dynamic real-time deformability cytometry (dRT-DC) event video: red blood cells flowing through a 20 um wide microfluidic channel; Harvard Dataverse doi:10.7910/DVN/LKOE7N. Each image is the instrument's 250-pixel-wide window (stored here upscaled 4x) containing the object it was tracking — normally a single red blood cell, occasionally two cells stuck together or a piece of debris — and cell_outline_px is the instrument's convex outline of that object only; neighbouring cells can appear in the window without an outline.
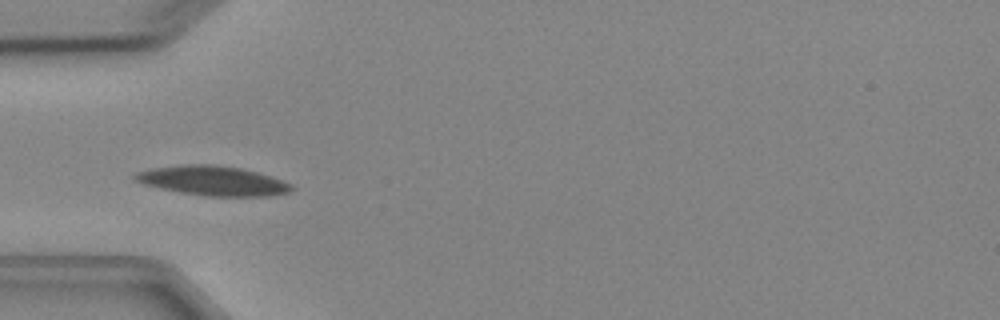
{"species": "Egyptian fruit bat (a non-hibernating species)", "species_latin": "Rousettus aegyptiacus", "temperature_condition": "cold", "stored_images_in_passage": 6, "camera_frame_rate_fps": 3000, "um_per_image_px": 0.085, "animal": {"sex": "female"}, "frame": {"image": 1, "passage_image": 4, "time_ms": 4.333, "image_size_px": [1000, 320], "cell_outline_px": [[292, 188], [288, 192], [268, 196], [204, 196], [180, 192], [160, 188], [144, 184], [132, 180], [132, 176], [136, 172], [152, 168], [180, 164], [212, 164], [240, 168], [256, 172], [292, 184]], "centroid_in_image_um": [18.0, 15.36], "position_along_channel_um": 67.0, "area_um2": 26.82}}